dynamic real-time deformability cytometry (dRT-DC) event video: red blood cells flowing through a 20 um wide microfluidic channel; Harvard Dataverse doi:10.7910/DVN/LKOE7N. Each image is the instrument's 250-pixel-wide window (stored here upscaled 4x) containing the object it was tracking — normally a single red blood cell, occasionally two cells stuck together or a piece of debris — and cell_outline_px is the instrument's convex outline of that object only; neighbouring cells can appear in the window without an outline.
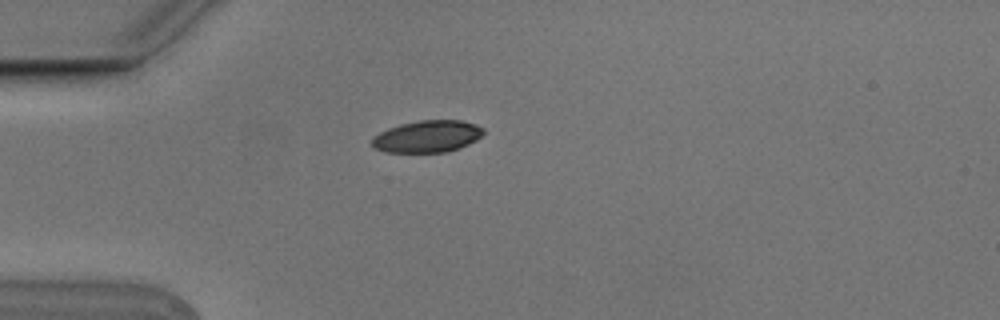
{"species": "Egyptian fruit bat (a non-hibernating species)", "species_latin": "Rousettus aegyptiacus", "temperature_condition": "cold", "stored_images_in_passage": 6, "camera_frame_rate_fps": 3000, "um_per_image_px": 0.085, "animal": {"sex": "male"}, "frame": {"image": 1, "passage_image": 6, "time_ms": 1.667, "image_size_px": [1000, 320], "cell_outline_px": [[484, 132], [476, 140], [460, 148], [444, 152], [384, 152], [372, 148], [372, 136], [388, 128], [400, 124], [420, 120], [460, 120], [476, 124], [484, 128]], "centroid_in_image_um": [36.3, 11.59], "position_along_channel_um": 48.7, "area_um2": 20.87}}